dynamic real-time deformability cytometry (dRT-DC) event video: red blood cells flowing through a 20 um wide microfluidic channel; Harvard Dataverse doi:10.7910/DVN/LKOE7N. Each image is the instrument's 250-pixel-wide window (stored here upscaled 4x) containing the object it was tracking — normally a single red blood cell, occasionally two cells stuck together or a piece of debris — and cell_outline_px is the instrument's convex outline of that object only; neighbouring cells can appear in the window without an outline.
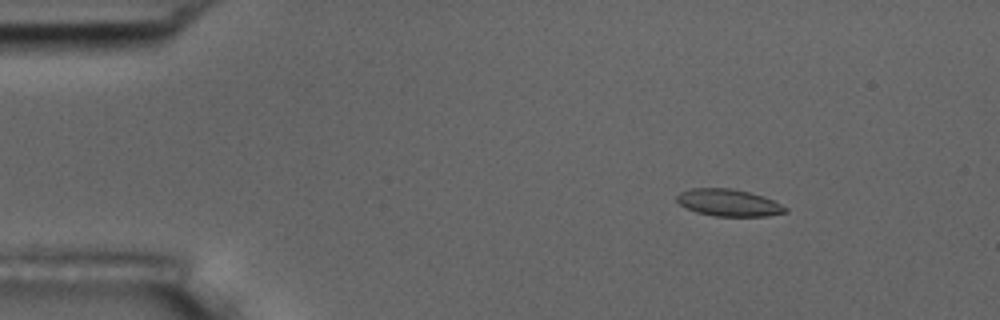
{"species": "common noctule bat (a hibernating species)", "species_latin": "Nyctalus noctula", "temperature_condition": "room temperature", "stored_images_in_passage": 10, "camera_frame_rate_fps": 3000, "um_per_image_px": 0.085, "animal": {"sex": "male", "body_mass_g": 17.5, "forearm_length_mm": 52.3}, "frame": {"image": 1, "passage_image": 2, "time_ms": 1.0, "image_size_px": [1000, 320], "cell_outline_px": [[788, 212], [768, 216], [716, 216], [696, 212], [680, 204], [676, 200], [676, 196], [680, 192], [692, 188], [732, 188], [764, 196], [788, 208]], "centroid_in_image_um": [61.95, 17.23], "position_along_channel_um": 23.1, "area_um2": 17.05}}
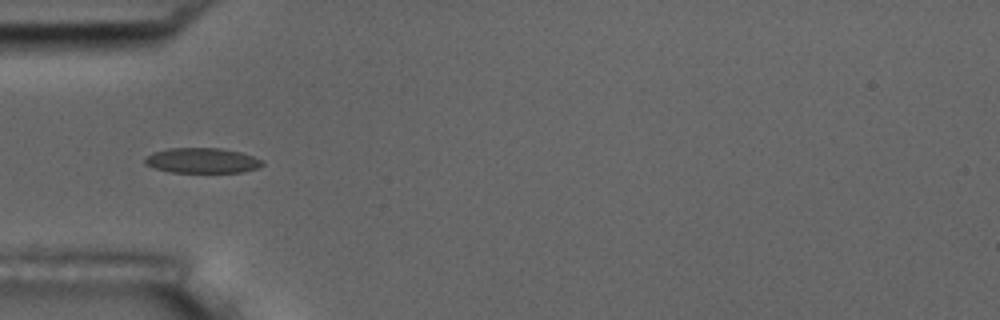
{"frame": {"image": 2, "passage_image": 5, "time_ms": 4.333, "image_size_px": [1000, 320], "cell_outline_px": [[264, 164], [260, 168], [240, 172], [172, 172], [156, 168], [144, 164], [144, 160], [152, 152], [168, 148], [220, 148], [240, 152], [264, 160]], "centroid_in_image_um": [17.21, 13.64], "position_along_channel_um": 67.8, "area_um2": 17.22}}
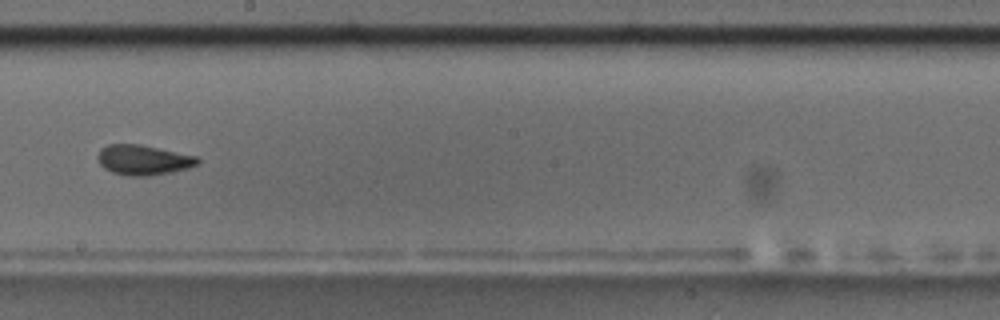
{"frame": {"image": 3, "passage_image": 9, "time_ms": 9.0, "image_size_px": [1000, 320], "cell_outline_px": [[200, 164], [188, 168], [172, 172], [148, 176], [128, 176], [112, 172], [104, 168], [100, 164], [96, 156], [100, 148], [108, 144], [140, 144], [196, 156], [200, 160]], "centroid_in_image_um": [12.17, 13.6], "position_along_channel_um": 236.0, "area_um2": 17.63}}